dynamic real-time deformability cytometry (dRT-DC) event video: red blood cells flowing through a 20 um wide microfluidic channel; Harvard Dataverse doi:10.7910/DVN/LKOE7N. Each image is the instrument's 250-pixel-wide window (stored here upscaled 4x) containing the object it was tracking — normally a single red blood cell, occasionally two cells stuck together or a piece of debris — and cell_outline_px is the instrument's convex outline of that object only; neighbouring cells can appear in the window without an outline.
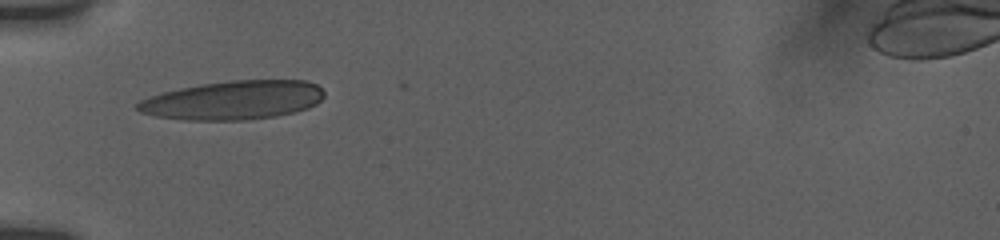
{"species": "human", "species_latin": "Homo sapiens", "temperature_condition": "room temperature", "stored_images_in_passage": 3, "camera_frame_rate_fps": 3000, "um_per_image_px": 0.085, "donor": {"sex": "female"}, "frame": {"image": 1, "passage_image": 1, "time_ms": 0.0, "image_size_px": [1000, 240], "cell_outline_px": [[324, 96], [316, 104], [308, 108], [276, 116], [244, 120], [188, 120], [156, 116], [140, 112], [136, 108], [136, 104], [140, 100], [164, 92], [180, 88], [204, 84], [232, 80], [308, 80], [316, 84], [324, 92]], "centroid_in_image_um": [19.85, 8.51], "position_along_channel_um": 65.2, "area_um2": 42.02}}
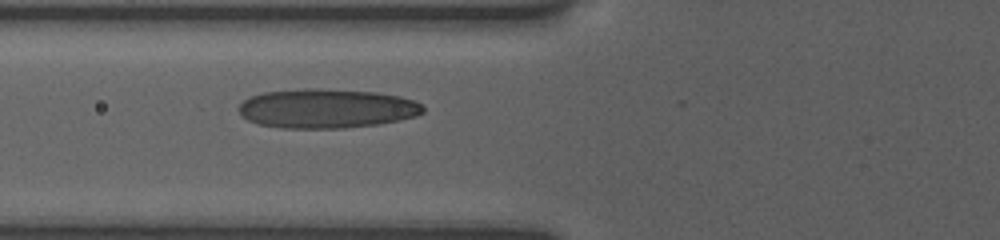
{"frame": {"image": 2, "passage_image": 3, "time_ms": 1.0, "image_size_px": [1000, 240], "cell_outline_px": [[424, 112], [416, 116], [376, 124], [344, 128], [280, 128], [256, 124], [248, 120], [236, 108], [244, 100], [252, 96], [264, 92], [304, 88], [316, 88], [376, 92], [400, 96], [412, 100], [420, 104], [424, 108]], "centroid_in_image_um": [27.73, 9.22], "position_along_channel_um": 98.1, "area_um2": 42.14}}